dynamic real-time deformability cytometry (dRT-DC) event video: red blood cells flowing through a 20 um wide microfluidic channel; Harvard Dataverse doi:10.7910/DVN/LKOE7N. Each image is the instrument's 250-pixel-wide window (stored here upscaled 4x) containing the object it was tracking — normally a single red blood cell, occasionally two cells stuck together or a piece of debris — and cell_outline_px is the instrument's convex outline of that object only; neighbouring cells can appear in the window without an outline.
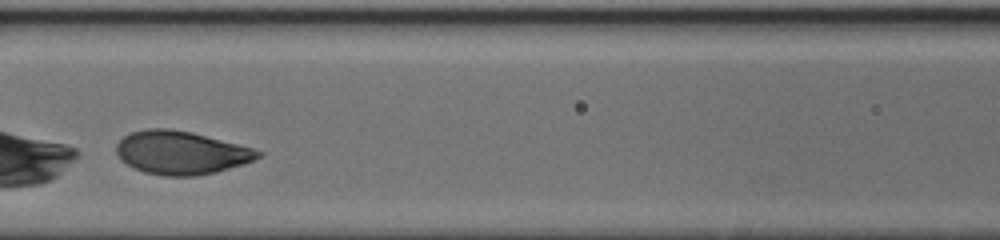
{"species": "human", "species_latin": "Homo sapiens", "temperature_condition": "cold", "stored_images_in_passage": 34, "camera_frame_rate_fps": 3000, "um_per_image_px": 0.085, "donor": {"sex": "female"}, "frame": {"image": 1, "passage_image": 10, "time_ms": 3.0, "image_size_px": [1000, 240], "cell_outline_px": [[264, 156], [216, 172], [196, 176], [164, 176], [144, 172], [128, 164], [116, 152], [116, 144], [124, 136], [132, 132], [148, 128], [168, 128], [192, 132], [252, 148], [264, 152]], "centroid_in_image_um": [15.4, 12.97], "position_along_channel_um": 151.2, "area_um2": 35.37}}